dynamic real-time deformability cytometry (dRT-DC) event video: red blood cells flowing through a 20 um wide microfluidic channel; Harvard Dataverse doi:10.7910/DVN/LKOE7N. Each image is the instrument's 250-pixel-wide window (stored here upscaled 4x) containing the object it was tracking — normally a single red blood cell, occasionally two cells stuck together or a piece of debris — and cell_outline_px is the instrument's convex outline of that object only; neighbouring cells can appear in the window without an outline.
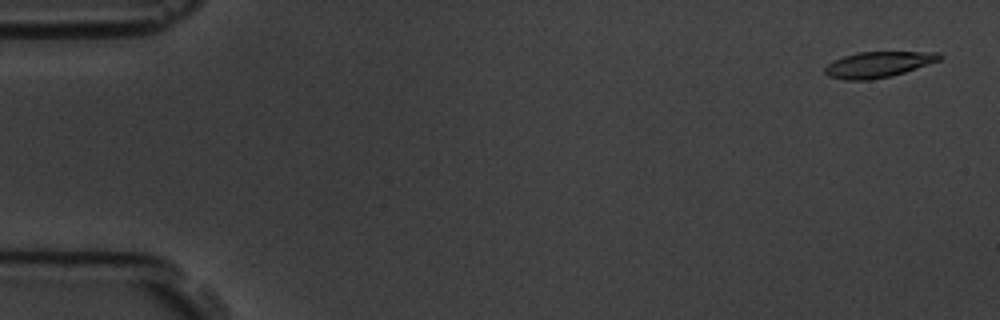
{"species": "common noctule bat (a hibernating species)", "species_latin": "Nyctalus noctula", "temperature_condition": "room temperature", "stored_images_in_passage": 6, "camera_frame_rate_fps": 3000, "um_per_image_px": 0.085, "animal": {"sex": "male", "body_mass_g": 19.5, "forearm_length_mm": 54.6}, "frame": {"image": 1, "passage_image": 1, "time_ms": 0.0, "image_size_px": [1000, 320], "cell_outline_px": [[944, 56], [940, 60], [892, 76], [872, 80], [844, 80], [828, 76], [824, 72], [824, 68], [828, 64], [844, 56], [856, 52], [940, 52]], "centroid_in_image_um": [74.65, 5.49], "position_along_channel_um": 10.3, "area_um2": 17.22}}